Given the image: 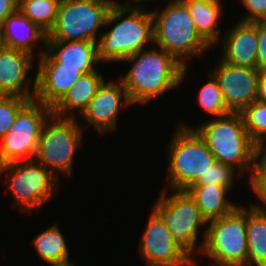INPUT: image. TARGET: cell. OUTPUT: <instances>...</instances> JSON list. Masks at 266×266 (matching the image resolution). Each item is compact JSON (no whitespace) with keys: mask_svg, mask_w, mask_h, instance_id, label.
Returning a JSON list of instances; mask_svg holds the SVG:
<instances>
[{"mask_svg":"<svg viewBox=\"0 0 266 266\" xmlns=\"http://www.w3.org/2000/svg\"><path fill=\"white\" fill-rule=\"evenodd\" d=\"M131 68L120 77L132 105L148 104L152 99L178 86L188 75V68L180 64L164 49L155 45L125 58Z\"/></svg>","mask_w":266,"mask_h":266,"instance_id":"6da1fadb","label":"cell"},{"mask_svg":"<svg viewBox=\"0 0 266 266\" xmlns=\"http://www.w3.org/2000/svg\"><path fill=\"white\" fill-rule=\"evenodd\" d=\"M111 25L110 30L100 33L97 41L99 62H121L144 50L147 44H154L151 9H134L115 2L105 21V26Z\"/></svg>","mask_w":266,"mask_h":266,"instance_id":"7a4b0ae2","label":"cell"},{"mask_svg":"<svg viewBox=\"0 0 266 266\" xmlns=\"http://www.w3.org/2000/svg\"><path fill=\"white\" fill-rule=\"evenodd\" d=\"M195 127L179 123L184 128H194L204 139L217 162L236 170L240 176L250 174L252 182L256 171L258 147L252 142L245 129L241 113H229L222 117L212 118Z\"/></svg>","mask_w":266,"mask_h":266,"instance_id":"3957f363","label":"cell"},{"mask_svg":"<svg viewBox=\"0 0 266 266\" xmlns=\"http://www.w3.org/2000/svg\"><path fill=\"white\" fill-rule=\"evenodd\" d=\"M167 2L162 10H151L154 18V45L187 67V59L201 57L212 47L197 32L187 6L181 0Z\"/></svg>","mask_w":266,"mask_h":266,"instance_id":"277c9868","label":"cell"},{"mask_svg":"<svg viewBox=\"0 0 266 266\" xmlns=\"http://www.w3.org/2000/svg\"><path fill=\"white\" fill-rule=\"evenodd\" d=\"M167 149L169 190H187L216 161L194 128L177 125Z\"/></svg>","mask_w":266,"mask_h":266,"instance_id":"5b68a950","label":"cell"},{"mask_svg":"<svg viewBox=\"0 0 266 266\" xmlns=\"http://www.w3.org/2000/svg\"><path fill=\"white\" fill-rule=\"evenodd\" d=\"M199 254L212 260V266H247L246 207L238 205L220 219L207 222Z\"/></svg>","mask_w":266,"mask_h":266,"instance_id":"8992f818","label":"cell"},{"mask_svg":"<svg viewBox=\"0 0 266 266\" xmlns=\"http://www.w3.org/2000/svg\"><path fill=\"white\" fill-rule=\"evenodd\" d=\"M4 172L3 182L21 212L37 211L59 191L57 176L35 159L6 163L0 166V174Z\"/></svg>","mask_w":266,"mask_h":266,"instance_id":"52a82bcc","label":"cell"},{"mask_svg":"<svg viewBox=\"0 0 266 266\" xmlns=\"http://www.w3.org/2000/svg\"><path fill=\"white\" fill-rule=\"evenodd\" d=\"M82 131L83 124L78 118L50 116L43 127L34 159L57 178L71 175L74 154L83 142Z\"/></svg>","mask_w":266,"mask_h":266,"instance_id":"ba28073f","label":"cell"},{"mask_svg":"<svg viewBox=\"0 0 266 266\" xmlns=\"http://www.w3.org/2000/svg\"><path fill=\"white\" fill-rule=\"evenodd\" d=\"M114 0H61L46 40L97 42Z\"/></svg>","mask_w":266,"mask_h":266,"instance_id":"9c48e42d","label":"cell"},{"mask_svg":"<svg viewBox=\"0 0 266 266\" xmlns=\"http://www.w3.org/2000/svg\"><path fill=\"white\" fill-rule=\"evenodd\" d=\"M168 191L162 190L151 210L168 227L175 242L191 257L193 253L201 252L203 243L197 244L201 232L199 228H206L207 222L186 190H171L172 194Z\"/></svg>","mask_w":266,"mask_h":266,"instance_id":"30bf717a","label":"cell"},{"mask_svg":"<svg viewBox=\"0 0 266 266\" xmlns=\"http://www.w3.org/2000/svg\"><path fill=\"white\" fill-rule=\"evenodd\" d=\"M52 115L51 107L36 100L29 101L0 139V166L34 159L45 122Z\"/></svg>","mask_w":266,"mask_h":266,"instance_id":"8fae6325","label":"cell"},{"mask_svg":"<svg viewBox=\"0 0 266 266\" xmlns=\"http://www.w3.org/2000/svg\"><path fill=\"white\" fill-rule=\"evenodd\" d=\"M141 258L147 266H197L173 239L168 227L152 210L139 244Z\"/></svg>","mask_w":266,"mask_h":266,"instance_id":"7c38bea8","label":"cell"},{"mask_svg":"<svg viewBox=\"0 0 266 266\" xmlns=\"http://www.w3.org/2000/svg\"><path fill=\"white\" fill-rule=\"evenodd\" d=\"M209 72L217 80L231 113H241L257 100L258 82L262 73L257 68L235 66L218 59L217 65Z\"/></svg>","mask_w":266,"mask_h":266,"instance_id":"4fadbf2b","label":"cell"},{"mask_svg":"<svg viewBox=\"0 0 266 266\" xmlns=\"http://www.w3.org/2000/svg\"><path fill=\"white\" fill-rule=\"evenodd\" d=\"M119 81H104L80 115L88 126L102 135L116 130L120 109L132 105L122 81Z\"/></svg>","mask_w":266,"mask_h":266,"instance_id":"5bb4252c","label":"cell"},{"mask_svg":"<svg viewBox=\"0 0 266 266\" xmlns=\"http://www.w3.org/2000/svg\"><path fill=\"white\" fill-rule=\"evenodd\" d=\"M42 50V51H41ZM34 100L53 108L83 73L80 67H61L46 52L38 50Z\"/></svg>","mask_w":266,"mask_h":266,"instance_id":"9a60e30c","label":"cell"},{"mask_svg":"<svg viewBox=\"0 0 266 266\" xmlns=\"http://www.w3.org/2000/svg\"><path fill=\"white\" fill-rule=\"evenodd\" d=\"M36 56L5 46L0 49V95L34 100L36 78H33L30 91L28 74L34 66Z\"/></svg>","mask_w":266,"mask_h":266,"instance_id":"2e32d148","label":"cell"},{"mask_svg":"<svg viewBox=\"0 0 266 266\" xmlns=\"http://www.w3.org/2000/svg\"><path fill=\"white\" fill-rule=\"evenodd\" d=\"M223 36L222 61L235 66L256 68L258 36L252 22L239 20Z\"/></svg>","mask_w":266,"mask_h":266,"instance_id":"e0dca14e","label":"cell"},{"mask_svg":"<svg viewBox=\"0 0 266 266\" xmlns=\"http://www.w3.org/2000/svg\"><path fill=\"white\" fill-rule=\"evenodd\" d=\"M45 52L61 67H80L83 74L96 71L97 42L46 40Z\"/></svg>","mask_w":266,"mask_h":266,"instance_id":"ac0fdd59","label":"cell"},{"mask_svg":"<svg viewBox=\"0 0 266 266\" xmlns=\"http://www.w3.org/2000/svg\"><path fill=\"white\" fill-rule=\"evenodd\" d=\"M1 29L5 47L21 50L32 56L36 44L41 42L43 49L45 48L47 34L19 10L5 19Z\"/></svg>","mask_w":266,"mask_h":266,"instance_id":"d6986e66","label":"cell"},{"mask_svg":"<svg viewBox=\"0 0 266 266\" xmlns=\"http://www.w3.org/2000/svg\"><path fill=\"white\" fill-rule=\"evenodd\" d=\"M105 78L98 71L83 74L73 84L70 90L52 108V113L58 117L79 118L88 107L92 98L96 95ZM78 113H72L75 111ZM66 113V114H65Z\"/></svg>","mask_w":266,"mask_h":266,"instance_id":"ffe728a7","label":"cell"},{"mask_svg":"<svg viewBox=\"0 0 266 266\" xmlns=\"http://www.w3.org/2000/svg\"><path fill=\"white\" fill-rule=\"evenodd\" d=\"M194 199L206 222L220 219L232 212L239 204L227 197V188L216 184H193L186 190Z\"/></svg>","mask_w":266,"mask_h":266,"instance_id":"44dd1931","label":"cell"},{"mask_svg":"<svg viewBox=\"0 0 266 266\" xmlns=\"http://www.w3.org/2000/svg\"><path fill=\"white\" fill-rule=\"evenodd\" d=\"M247 266H266V211L260 203L246 208Z\"/></svg>","mask_w":266,"mask_h":266,"instance_id":"7402d4cb","label":"cell"},{"mask_svg":"<svg viewBox=\"0 0 266 266\" xmlns=\"http://www.w3.org/2000/svg\"><path fill=\"white\" fill-rule=\"evenodd\" d=\"M190 13L195 28L199 35L211 46L219 43L220 18L223 8L221 3H206L200 0H181Z\"/></svg>","mask_w":266,"mask_h":266,"instance_id":"603a6c76","label":"cell"},{"mask_svg":"<svg viewBox=\"0 0 266 266\" xmlns=\"http://www.w3.org/2000/svg\"><path fill=\"white\" fill-rule=\"evenodd\" d=\"M32 244L41 260L48 265L69 260L67 242L57 224L38 233L32 239Z\"/></svg>","mask_w":266,"mask_h":266,"instance_id":"cb8c5ba5","label":"cell"},{"mask_svg":"<svg viewBox=\"0 0 266 266\" xmlns=\"http://www.w3.org/2000/svg\"><path fill=\"white\" fill-rule=\"evenodd\" d=\"M61 0H18V10L46 34L53 28Z\"/></svg>","mask_w":266,"mask_h":266,"instance_id":"d4e9b609","label":"cell"},{"mask_svg":"<svg viewBox=\"0 0 266 266\" xmlns=\"http://www.w3.org/2000/svg\"><path fill=\"white\" fill-rule=\"evenodd\" d=\"M208 80L199 90L198 103L205 113L213 118L222 117L231 113L222 96L221 89L215 77L208 72Z\"/></svg>","mask_w":266,"mask_h":266,"instance_id":"484cf974","label":"cell"},{"mask_svg":"<svg viewBox=\"0 0 266 266\" xmlns=\"http://www.w3.org/2000/svg\"><path fill=\"white\" fill-rule=\"evenodd\" d=\"M245 129L258 147L266 140V104L253 102L241 112Z\"/></svg>","mask_w":266,"mask_h":266,"instance_id":"4316f807","label":"cell"},{"mask_svg":"<svg viewBox=\"0 0 266 266\" xmlns=\"http://www.w3.org/2000/svg\"><path fill=\"white\" fill-rule=\"evenodd\" d=\"M236 175V176H235ZM236 177H240V174L221 162L215 161L209 166L205 175H202L195 184H216L227 188L229 191L234 187Z\"/></svg>","mask_w":266,"mask_h":266,"instance_id":"83f0119b","label":"cell"},{"mask_svg":"<svg viewBox=\"0 0 266 266\" xmlns=\"http://www.w3.org/2000/svg\"><path fill=\"white\" fill-rule=\"evenodd\" d=\"M29 101L20 97L0 95V139L8 133L18 112Z\"/></svg>","mask_w":266,"mask_h":266,"instance_id":"f1b7e54d","label":"cell"},{"mask_svg":"<svg viewBox=\"0 0 266 266\" xmlns=\"http://www.w3.org/2000/svg\"><path fill=\"white\" fill-rule=\"evenodd\" d=\"M247 10L246 14L240 18L244 22L266 21V0H241Z\"/></svg>","mask_w":266,"mask_h":266,"instance_id":"f546056e","label":"cell"},{"mask_svg":"<svg viewBox=\"0 0 266 266\" xmlns=\"http://www.w3.org/2000/svg\"><path fill=\"white\" fill-rule=\"evenodd\" d=\"M256 27L258 36V53L256 68L260 72H266V21L252 22Z\"/></svg>","mask_w":266,"mask_h":266,"instance_id":"4dcf8cb0","label":"cell"},{"mask_svg":"<svg viewBox=\"0 0 266 266\" xmlns=\"http://www.w3.org/2000/svg\"><path fill=\"white\" fill-rule=\"evenodd\" d=\"M252 191L262 204H266V164H256V171L250 183Z\"/></svg>","mask_w":266,"mask_h":266,"instance_id":"1f68e13d","label":"cell"},{"mask_svg":"<svg viewBox=\"0 0 266 266\" xmlns=\"http://www.w3.org/2000/svg\"><path fill=\"white\" fill-rule=\"evenodd\" d=\"M18 10V0H0V25Z\"/></svg>","mask_w":266,"mask_h":266,"instance_id":"d6a6232c","label":"cell"},{"mask_svg":"<svg viewBox=\"0 0 266 266\" xmlns=\"http://www.w3.org/2000/svg\"><path fill=\"white\" fill-rule=\"evenodd\" d=\"M257 101L266 104V72H262L259 78Z\"/></svg>","mask_w":266,"mask_h":266,"instance_id":"836d02e7","label":"cell"},{"mask_svg":"<svg viewBox=\"0 0 266 266\" xmlns=\"http://www.w3.org/2000/svg\"><path fill=\"white\" fill-rule=\"evenodd\" d=\"M256 164H266V140L258 146Z\"/></svg>","mask_w":266,"mask_h":266,"instance_id":"e575fe53","label":"cell"},{"mask_svg":"<svg viewBox=\"0 0 266 266\" xmlns=\"http://www.w3.org/2000/svg\"><path fill=\"white\" fill-rule=\"evenodd\" d=\"M127 1H129L127 4H124L123 3V5H125V6H127V7H130V8H134V9H143V8H145V6H144V4H143V7L141 6H139V5H137L138 3H141V2H144V1H153L154 2V0H127ZM131 5H133L134 3H135V5H133V6H131ZM137 3V4H136Z\"/></svg>","mask_w":266,"mask_h":266,"instance_id":"d590c367","label":"cell"},{"mask_svg":"<svg viewBox=\"0 0 266 266\" xmlns=\"http://www.w3.org/2000/svg\"><path fill=\"white\" fill-rule=\"evenodd\" d=\"M49 266H74V263H72V262H70V260H68V261H64V262L53 263V264H50Z\"/></svg>","mask_w":266,"mask_h":266,"instance_id":"8d00e7d4","label":"cell"},{"mask_svg":"<svg viewBox=\"0 0 266 266\" xmlns=\"http://www.w3.org/2000/svg\"><path fill=\"white\" fill-rule=\"evenodd\" d=\"M4 47V42H3V36H2V29L0 25V49Z\"/></svg>","mask_w":266,"mask_h":266,"instance_id":"74e56055","label":"cell"},{"mask_svg":"<svg viewBox=\"0 0 266 266\" xmlns=\"http://www.w3.org/2000/svg\"><path fill=\"white\" fill-rule=\"evenodd\" d=\"M202 2H206V3H222L221 0H200Z\"/></svg>","mask_w":266,"mask_h":266,"instance_id":"f35d334b","label":"cell"},{"mask_svg":"<svg viewBox=\"0 0 266 266\" xmlns=\"http://www.w3.org/2000/svg\"><path fill=\"white\" fill-rule=\"evenodd\" d=\"M263 205H260V206L266 211V204H263Z\"/></svg>","mask_w":266,"mask_h":266,"instance_id":"ab89813d","label":"cell"}]
</instances>
